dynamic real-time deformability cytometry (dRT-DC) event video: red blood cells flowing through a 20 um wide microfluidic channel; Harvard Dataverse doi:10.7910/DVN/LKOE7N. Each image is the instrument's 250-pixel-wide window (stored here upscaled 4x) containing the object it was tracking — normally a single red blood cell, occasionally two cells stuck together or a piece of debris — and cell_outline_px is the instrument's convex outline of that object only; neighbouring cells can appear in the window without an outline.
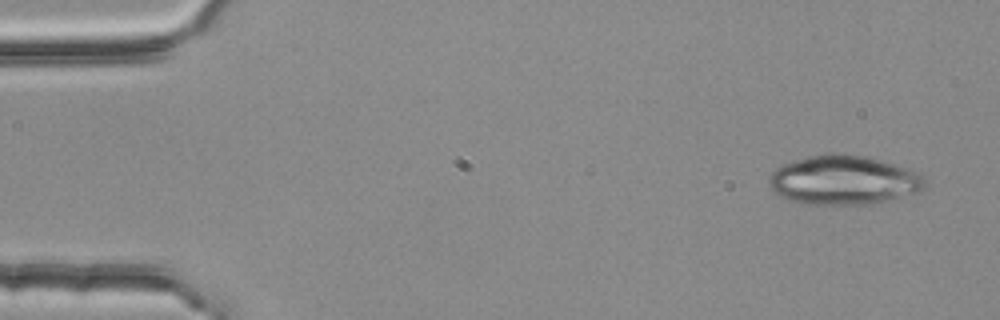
{"species": "common noctule bat (a hibernating species)", "species_latin": "Nyctalus noctula", "temperature_condition": "room temperature", "stored_images_in_passage": 3, "camera_frame_rate_fps": 3000, "um_per_image_px": 0.085, "animal": {"sex": "female", "body_mass_g": 25.1}, "frame": {"image": 1, "passage_image": 1, "time_ms": 0.0, "image_size_px": [1000, 320], "cell_outline_px": [[928, 184], [920, 192], [868, 204], [804, 204], [788, 200], [772, 192], [768, 184], [768, 180], [772, 172], [776, 168], [784, 164], [808, 156], [828, 152], [844, 152], [868, 156], [916, 172]], "centroid_in_image_um": [71.65, 15.3], "position_along_channel_um": 13.3, "area_um2": 44.85}}